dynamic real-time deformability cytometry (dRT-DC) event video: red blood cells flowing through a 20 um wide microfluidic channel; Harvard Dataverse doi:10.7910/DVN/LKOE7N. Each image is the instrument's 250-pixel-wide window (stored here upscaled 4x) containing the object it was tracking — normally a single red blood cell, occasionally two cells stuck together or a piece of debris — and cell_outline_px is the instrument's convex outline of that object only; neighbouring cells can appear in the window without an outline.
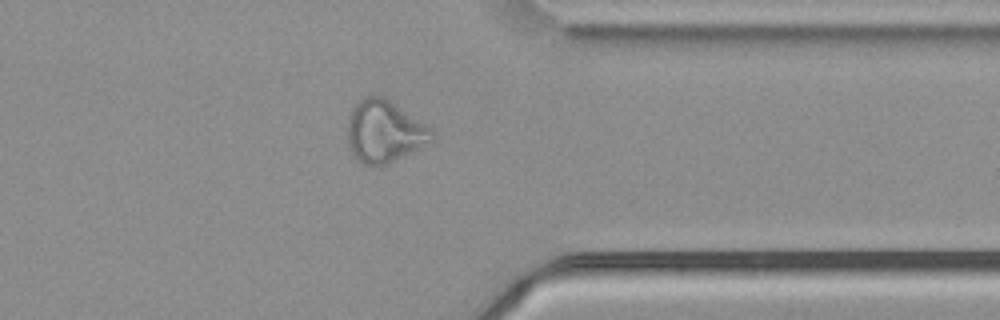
{"species": "common noctule bat (a hibernating species)", "species_latin": "Nyctalus noctula", "temperature_condition": "cold", "stored_images_in_passage": 55, "camera_frame_rate_fps": 3000, "um_per_image_px": 0.085, "animal": {"sex": "male", "body_mass_g": 21.5, "forearm_length_mm": 52.0}, "frame": {"image": 1, "passage_image": 44, "time_ms": 14.333, "image_size_px": [1000, 320], "cell_outline_px": [[432, 140], [384, 164], [364, 164], [356, 160], [352, 156], [348, 144], [348, 116], [352, 108], [364, 96], [384, 96], [432, 128]], "centroid_in_image_um": [32.61, 11.13], "position_along_channel_um": 378.8, "area_um2": 29.88}}
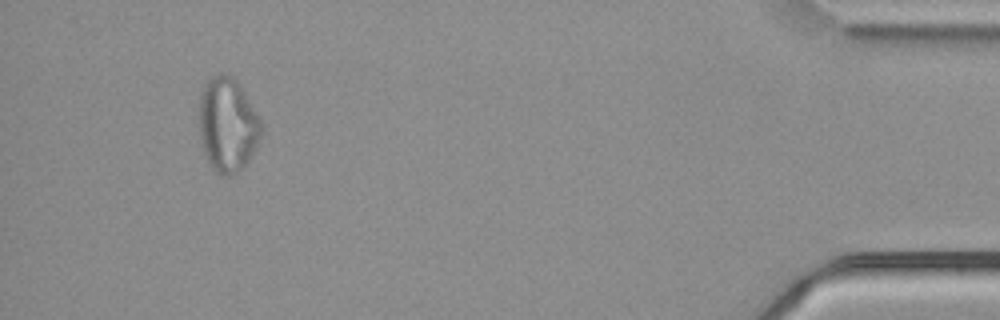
{"frame": {"image": 2, "passage_image": 52, "time_ms": 17.0, "image_size_px": [1000, 320], "cell_outline_px": [[264, 128], [256, 148], [248, 160], [236, 172], [228, 176], [224, 176], [216, 172], [212, 168], [204, 152], [200, 136], [200, 92], [204, 84], [216, 72], [228, 72], [236, 76], [260, 120]], "centroid_in_image_um": [19.35, 10.53], "position_along_channel_um": 415.8, "area_um2": 34.39}}